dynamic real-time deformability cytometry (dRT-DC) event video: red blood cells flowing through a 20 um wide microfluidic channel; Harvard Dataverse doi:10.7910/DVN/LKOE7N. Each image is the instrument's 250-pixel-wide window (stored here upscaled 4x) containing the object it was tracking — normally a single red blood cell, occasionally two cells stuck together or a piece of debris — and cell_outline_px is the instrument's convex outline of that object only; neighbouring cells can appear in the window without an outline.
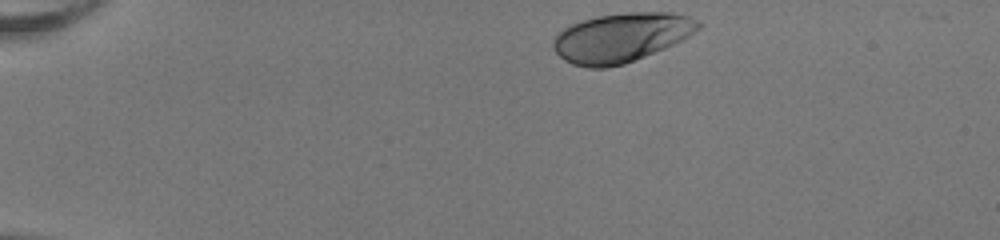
{"species": "human", "species_latin": "Homo sapiens", "temperature_condition": "room temperature", "stored_images_in_passage": 40, "camera_frame_rate_fps": 3000, "um_per_image_px": 0.085, "donor": {"sex": "female"}, "frame": {"image": 1, "passage_image": 1, "time_ms": 0.0, "image_size_px": [1000, 240], "cell_outline_px": [[704, 24], [700, 28], [688, 36], [664, 48], [624, 64], [604, 68], [588, 68], [572, 64], [564, 60], [552, 48], [552, 40], [564, 28], [572, 24], [596, 16], [628, 12], [672, 12], [688, 16], [700, 20]], "centroid_in_image_um": [52.81, 3.18], "position_along_channel_um": 32.2, "area_um2": 41.5}}
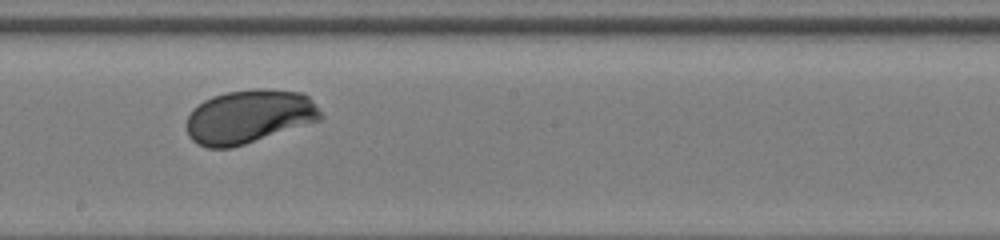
{"frame": {"image": 2, "passage_image": 22, "time_ms": 7.0, "image_size_px": [1000, 240], "cell_outline_px": [[324, 116], [320, 120], [232, 148], [208, 148], [192, 140], [188, 136], [188, 116], [192, 108], [204, 100], [212, 96], [228, 92], [256, 88], [264, 88], [304, 92], [312, 100]], "centroid_in_image_um": [21.18, 9.89], "position_along_channel_um": 227.0, "area_um2": 41.91}}
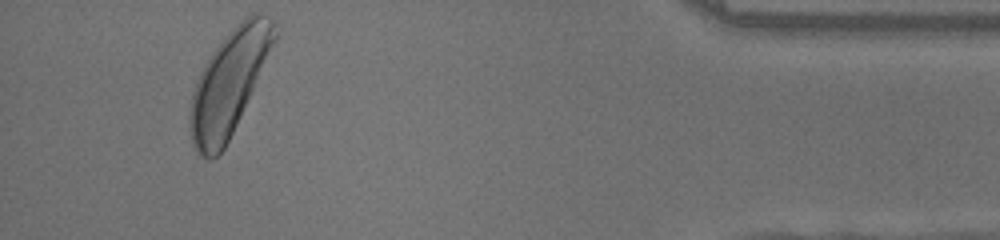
{"frame": {"image": 3, "passage_image": 40, "time_ms": 13.0, "image_size_px": [1000, 240], "cell_outline_px": [[276, 40], [236, 124], [224, 148], [212, 160], [204, 156], [196, 148], [192, 140], [188, 116], [192, 96], [196, 80], [204, 64], [212, 52], [224, 36], [244, 16], [252, 12], [260, 12], [272, 20], [276, 32]], "centroid_in_image_um": [19.46, 6.97], "position_along_channel_um": 415.7, "area_um2": 50.29}, "authors_computed_cell_mechanics": {"area_um2": 41.3848, "velocity_mm_per_s": 3.9788, "shape_relaxation_time_tau1_ms": 2.653, "shape_relaxation_time_tau2_ms": null, "deformation_change_tau1": 0.1729, "deformation_change_tau2": null}}